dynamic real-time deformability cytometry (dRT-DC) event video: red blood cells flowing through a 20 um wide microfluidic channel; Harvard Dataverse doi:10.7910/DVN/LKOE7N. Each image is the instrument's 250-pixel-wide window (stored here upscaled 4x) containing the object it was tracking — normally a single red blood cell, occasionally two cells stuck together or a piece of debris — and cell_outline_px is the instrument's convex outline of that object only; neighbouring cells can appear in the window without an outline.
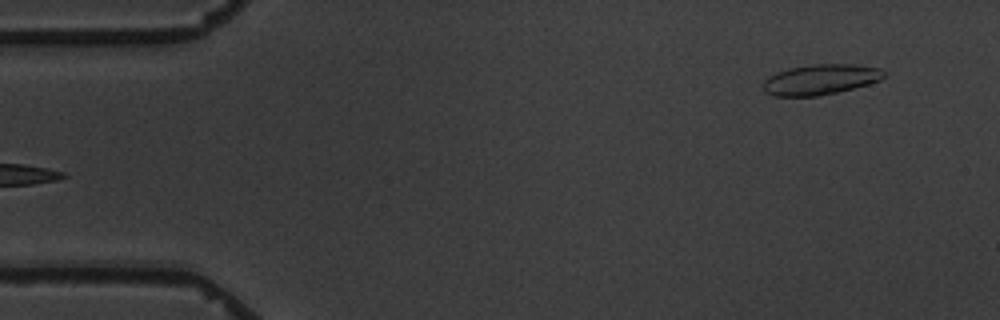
{"species": "common noctule bat (a hibernating species)", "species_latin": "Nyctalus noctula", "temperature_condition": "warm", "stored_images_in_passage": 3, "camera_frame_rate_fps": 3000, "um_per_image_px": 0.085, "animal": {"sex": "male", "body_mass_g": 19.5, "forearm_length_mm": 54.6}, "frame": {"image": 1, "passage_image": 3, "time_ms": 2.667, "image_size_px": [1000, 320], "cell_outline_px": [[884, 76], [880, 80], [868, 84], [820, 96], [776, 96], [764, 92], [764, 80], [768, 76], [776, 72], [788, 68], [812, 64], [856, 64], [880, 68], [884, 72]], "centroid_in_image_um": [69.72, 6.75], "position_along_channel_um": 15.3, "area_um2": 21.39}}